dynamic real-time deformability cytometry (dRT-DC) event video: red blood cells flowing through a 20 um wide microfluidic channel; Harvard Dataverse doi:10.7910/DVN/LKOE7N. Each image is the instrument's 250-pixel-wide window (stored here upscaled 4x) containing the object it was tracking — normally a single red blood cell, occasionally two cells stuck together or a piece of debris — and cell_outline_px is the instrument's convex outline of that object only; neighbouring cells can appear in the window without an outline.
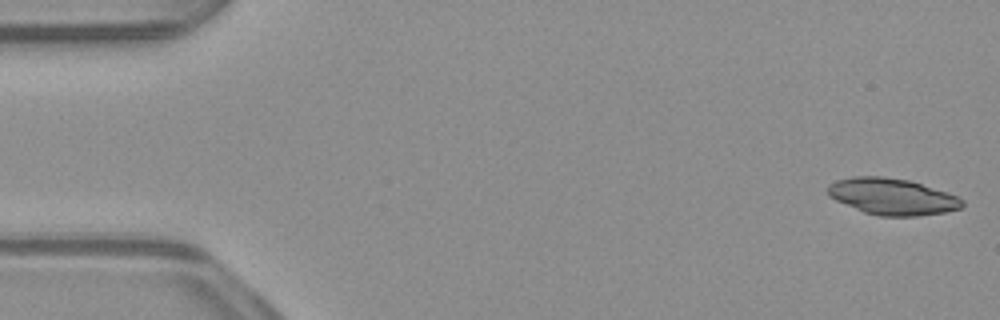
{"species": "common noctule bat (a hibernating species)", "species_latin": "Nyctalus noctula", "temperature_condition": "warm", "stored_images_in_passage": 52, "segment_of_instrument_passage": [1, 2], "camera_frame_rate_fps": 3000, "um_per_image_px": 0.085, "animal": {"sex": "male", "body_mass_g": 23.1, "forearm_length_mm": 52.7}, "frame": {"image": 1, "passage_image": 1, "time_ms": 0.0, "image_size_px": [1000, 320], "cell_outline_px": [[964, 204], [960, 208], [944, 212], [920, 216], [880, 216], [864, 212], [836, 200], [828, 196], [828, 184], [836, 180], [852, 176], [884, 176], [908, 180], [948, 192], [964, 200]], "centroid_in_image_um": [75.83, 16.7], "position_along_channel_um": 9.2, "area_um2": 28.55}}